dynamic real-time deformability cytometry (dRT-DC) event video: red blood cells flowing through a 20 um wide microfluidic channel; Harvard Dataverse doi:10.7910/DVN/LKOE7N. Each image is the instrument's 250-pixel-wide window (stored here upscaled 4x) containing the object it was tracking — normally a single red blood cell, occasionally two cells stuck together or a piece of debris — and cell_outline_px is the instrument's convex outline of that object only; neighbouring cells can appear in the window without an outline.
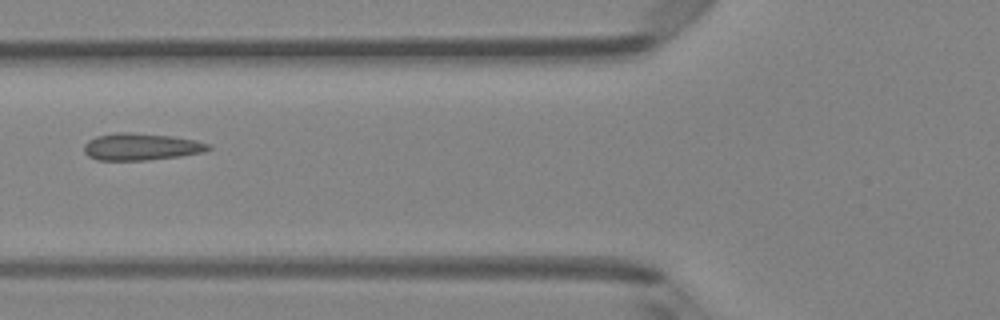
{"species": "Egyptian fruit bat (a non-hibernating species)", "species_latin": "Rousettus aegyptiacus", "temperature_condition": "room temperature", "stored_images_in_passage": 6, "camera_frame_rate_fps": 3000, "um_per_image_px": 0.085, "animal": {"sex": "female"}, "frame": {"image": 1, "passage_image": 5, "time_ms": 1.333, "image_size_px": [1000, 320], "cell_outline_px": [[212, 148], [204, 152], [180, 156], [148, 160], [96, 160], [88, 156], [84, 152], [84, 144], [88, 140], [96, 136], [116, 132], [132, 132], [172, 136], [196, 140], [208, 144]], "centroid_in_image_um": [11.97, 12.47], "position_along_channel_um": 113.8, "area_um2": 19.71}}
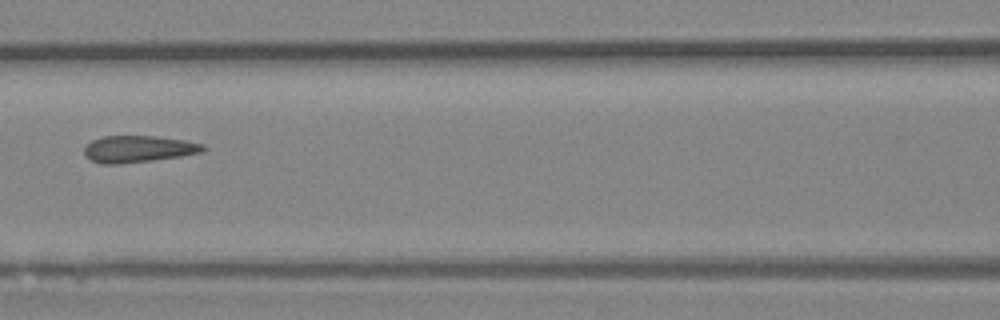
{"frame": {"image": 2, "passage_image": 6, "time_ms": 1.667, "image_size_px": [1000, 320], "cell_outline_px": [[208, 148], [204, 152], [180, 156], [152, 160], [120, 164], [100, 164], [84, 156], [84, 148], [92, 140], [104, 136], [156, 136], [184, 140], [204, 144]], "centroid_in_image_um": [11.78, 12.66], "position_along_channel_um": 154.8, "area_um2": 18.61}}